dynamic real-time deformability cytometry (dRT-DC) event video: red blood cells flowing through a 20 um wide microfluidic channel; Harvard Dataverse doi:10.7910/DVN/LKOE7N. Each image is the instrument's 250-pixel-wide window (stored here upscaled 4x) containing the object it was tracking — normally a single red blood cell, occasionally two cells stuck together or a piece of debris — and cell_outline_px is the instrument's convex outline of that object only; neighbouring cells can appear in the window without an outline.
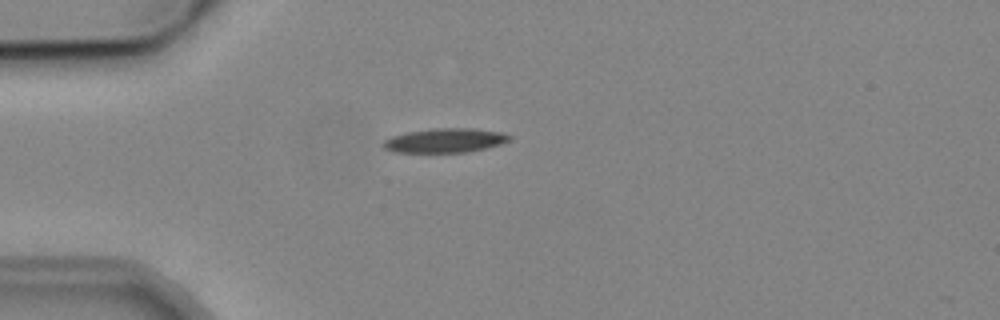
{"species": "common noctule bat (a hibernating species)", "species_latin": "Nyctalus noctula", "temperature_condition": "cold", "stored_images_in_passage": 1, "camera_frame_rate_fps": 3000, "um_per_image_px": 0.085, "animal": {"sex": "male", "body_mass_g": 19.2, "forearm_length_mm": 51.8}, "frame": {"image": 1, "passage_image": 1, "time_ms": 0.0, "image_size_px": [1000, 320], "cell_outline_px": [[512, 140], [488, 148], [464, 152], [392, 152], [384, 148], [380, 144], [384, 140], [392, 136], [408, 132], [436, 128], [472, 128], [500, 132], [512, 136]], "centroid_in_image_um": [37.83, 11.94], "position_along_channel_um": 47.2, "area_um2": 17.86}}